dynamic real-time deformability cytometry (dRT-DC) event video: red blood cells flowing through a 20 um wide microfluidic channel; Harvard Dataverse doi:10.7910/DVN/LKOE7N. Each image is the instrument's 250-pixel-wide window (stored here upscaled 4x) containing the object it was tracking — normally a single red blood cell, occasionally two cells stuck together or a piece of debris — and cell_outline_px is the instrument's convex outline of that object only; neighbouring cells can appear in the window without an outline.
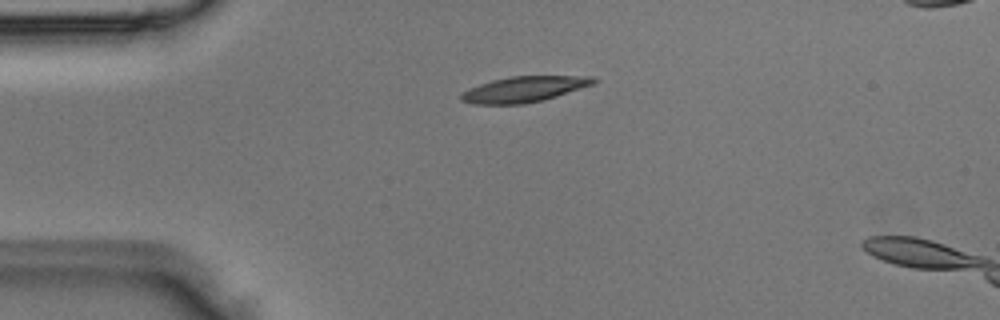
{"species": "Egyptian fruit bat (a non-hibernating species)", "species_latin": "Rousettus aegyptiacus", "temperature_condition": "room temperature", "stored_images_in_passage": 2, "camera_frame_rate_fps": 3000, "um_per_image_px": 0.085, "animal": {"sex": "male"}, "frame": {"image": 1, "passage_image": 1, "time_ms": 0.0, "image_size_px": [1000, 320], "cell_outline_px": [[596, 84], [544, 100], [524, 104], [472, 104], [460, 100], [460, 92], [468, 88], [492, 80], [508, 76], [592, 76], [596, 80]], "centroid_in_image_um": [44.53, 7.59], "position_along_channel_um": 40.5, "area_um2": 20.06}}